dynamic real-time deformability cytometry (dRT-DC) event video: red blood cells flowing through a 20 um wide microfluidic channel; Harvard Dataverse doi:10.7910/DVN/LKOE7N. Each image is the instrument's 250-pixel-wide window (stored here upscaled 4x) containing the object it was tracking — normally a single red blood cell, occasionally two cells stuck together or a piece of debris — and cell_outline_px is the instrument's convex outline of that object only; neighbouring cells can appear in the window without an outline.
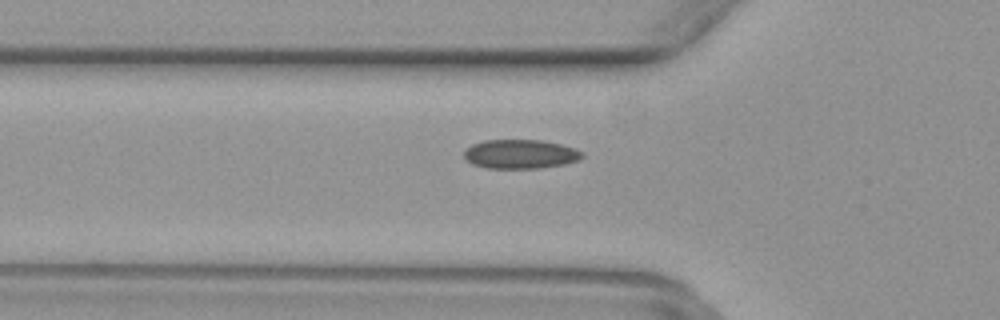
{"species": "common noctule bat (a hibernating species)", "species_latin": "Nyctalus noctula", "temperature_condition": "warm", "stored_images_in_passage": 35, "camera_frame_rate_fps": 3000, "um_per_image_px": 0.085, "animal": {"sex": "female", "body_mass_g": 29.2, "forearm_length_mm": 56.3}, "frame": {"image": 1, "passage_image": 4, "time_ms": 1.0, "image_size_px": [1000, 320], "cell_outline_px": [[584, 156], [580, 160], [564, 164], [540, 168], [488, 168], [472, 164], [464, 156], [464, 148], [472, 144], [484, 140], [544, 140], [576, 148], [584, 152]], "centroid_in_image_um": [44.26, 13.09], "position_along_channel_um": 81.5, "area_um2": 20.23}}
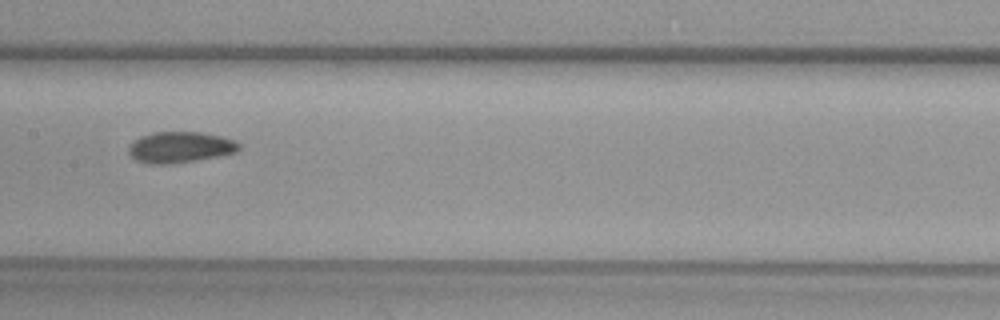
{"frame": {"image": 2, "passage_image": 12, "time_ms": 3.667, "image_size_px": [1000, 320], "cell_outline_px": [[240, 148], [236, 152], [196, 160], [168, 164], [148, 164], [136, 160], [128, 152], [128, 148], [140, 136], [156, 132], [200, 132], [220, 136], [236, 140], [240, 144]], "centroid_in_image_um": [15.32, 12.51], "position_along_channel_um": 192.1, "area_um2": 19.77}}
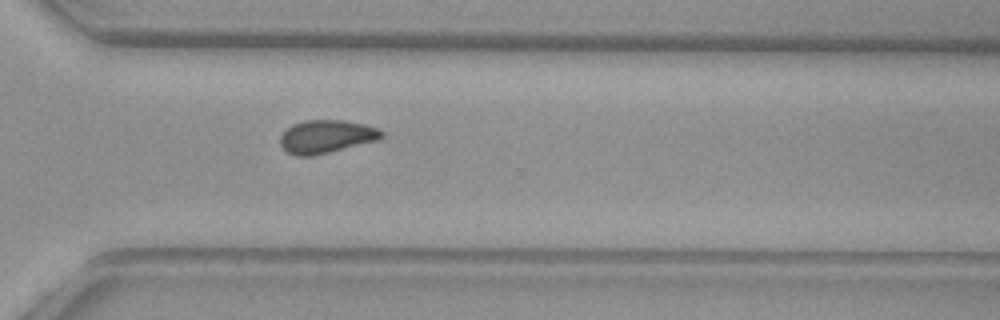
{"frame": {"image": 3, "passage_image": 23, "time_ms": 7.333, "image_size_px": [1000, 320], "cell_outline_px": [[384, 136], [376, 140], [316, 156], [296, 156], [288, 152], [280, 144], [280, 136], [292, 124], [304, 120], [344, 120], [364, 124], [380, 128], [384, 132]], "centroid_in_image_um": [27.75, 11.6], "position_along_channel_um": 342.9, "area_um2": 19.65}}